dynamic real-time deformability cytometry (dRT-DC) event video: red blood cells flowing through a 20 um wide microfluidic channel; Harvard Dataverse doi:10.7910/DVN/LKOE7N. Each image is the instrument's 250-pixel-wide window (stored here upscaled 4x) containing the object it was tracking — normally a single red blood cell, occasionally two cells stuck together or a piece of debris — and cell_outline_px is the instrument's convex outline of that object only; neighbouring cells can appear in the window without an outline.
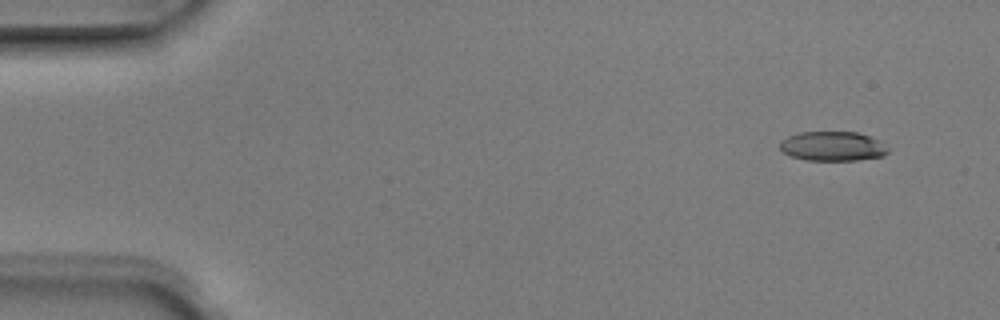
{"species": "Egyptian fruit bat (a non-hibernating species)", "species_latin": "Rousettus aegyptiacus", "temperature_condition": "room temperature", "stored_images_in_passage": 2, "camera_frame_rate_fps": 3000, "um_per_image_px": 0.085, "animal": {"sex": "male"}, "frame": {"image": 1, "passage_image": 1, "time_ms": 0.0, "image_size_px": [1000, 320], "cell_outline_px": [[888, 152], [884, 156], [856, 160], [808, 160], [792, 156], [784, 152], [780, 148], [780, 140], [788, 136], [800, 132], [856, 132], [868, 136], [876, 140], [888, 148]], "centroid_in_image_um": [70.75, 12.43], "position_along_channel_um": 14.3, "area_um2": 18.32}}